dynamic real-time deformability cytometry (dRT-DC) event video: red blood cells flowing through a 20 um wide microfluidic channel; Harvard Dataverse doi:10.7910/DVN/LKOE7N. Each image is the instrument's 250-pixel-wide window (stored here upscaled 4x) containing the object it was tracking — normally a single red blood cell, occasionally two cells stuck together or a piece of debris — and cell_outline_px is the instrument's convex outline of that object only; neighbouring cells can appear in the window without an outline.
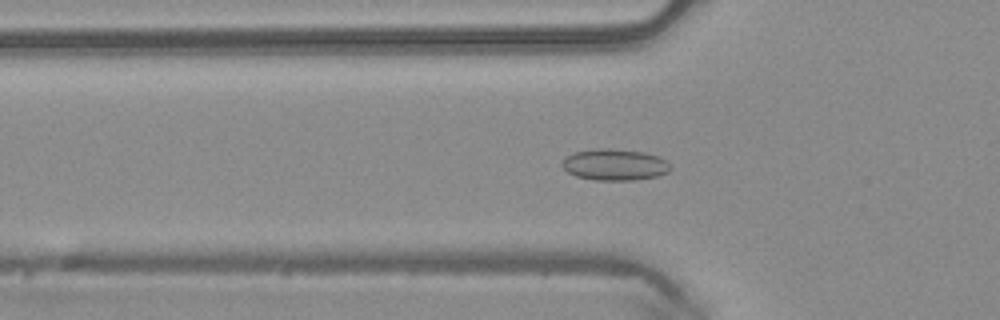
{"species": "common noctule bat (a hibernating species)", "species_latin": "Nyctalus noctula", "temperature_condition": "warm", "stored_images_in_passage": 38, "camera_frame_rate_fps": 3000, "um_per_image_px": 0.085, "animal": {"sex": "male", "body_mass_g": 20.4}, "frame": {"image": 1, "passage_image": 5, "time_ms": 1.333, "image_size_px": [1000, 320], "cell_outline_px": [[672, 168], [668, 172], [656, 176], [632, 180], [596, 180], [576, 176], [568, 172], [560, 164], [568, 156], [576, 152], [600, 148], [608, 148], [644, 152], [656, 156], [664, 160]], "centroid_in_image_um": [52.24, 14.0], "position_along_channel_um": 73.6, "area_um2": 19.48}}
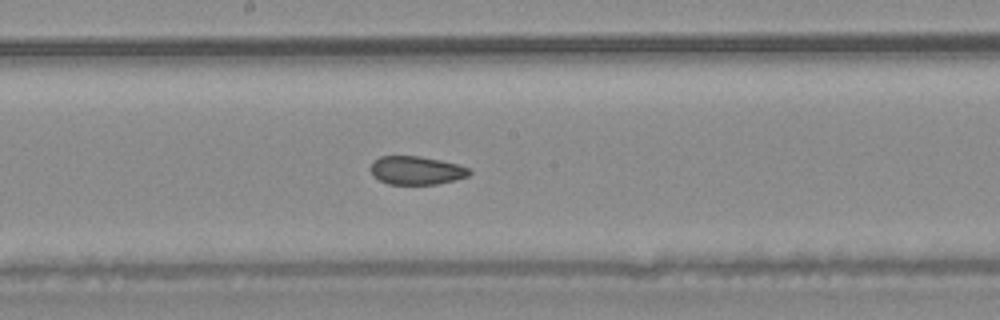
{"frame": {"image": 2, "passage_image": 15, "time_ms": 4.667, "image_size_px": [1000, 320], "cell_outline_px": [[472, 172], [468, 176], [456, 180], [436, 184], [388, 184], [372, 176], [368, 168], [380, 156], [420, 156], [440, 160], [456, 164], [468, 168]], "centroid_in_image_um": [35.37, 14.49], "position_along_channel_um": 212.8, "area_um2": 16.36}}
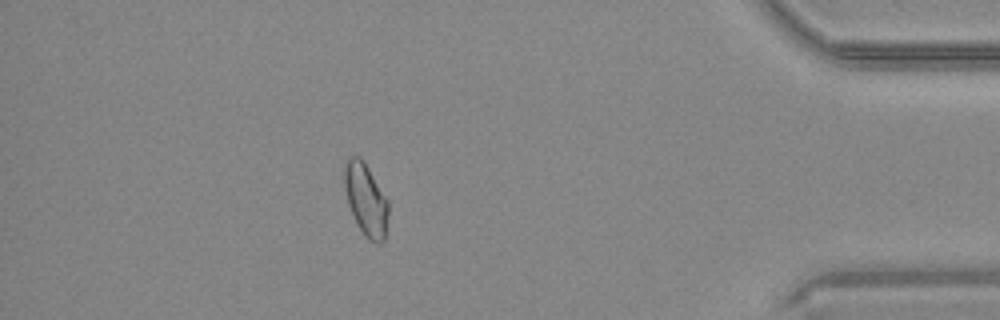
{"frame": {"image": 3, "passage_image": 32, "time_ms": 10.333, "image_size_px": [1000, 320], "cell_outline_px": [[388, 216], [384, 240], [380, 244], [376, 244], [368, 240], [364, 236], [356, 224], [348, 204], [344, 188], [344, 164], [348, 156], [360, 156], [364, 160], [388, 200]], "centroid_in_image_um": [31.08, 16.96], "position_along_channel_um": 404.1, "area_um2": 18.9}, "authors_computed_cell_mechanics": {"area_um2": 17.8024, "velocity_mm_per_s": 4.1641, "shape_relaxation_time_tau1_ms": null, "shape_relaxation_time_tau2_ms": 1.6022, "deformation_change_tau1": null, "deformation_change_tau2": 0.069}}